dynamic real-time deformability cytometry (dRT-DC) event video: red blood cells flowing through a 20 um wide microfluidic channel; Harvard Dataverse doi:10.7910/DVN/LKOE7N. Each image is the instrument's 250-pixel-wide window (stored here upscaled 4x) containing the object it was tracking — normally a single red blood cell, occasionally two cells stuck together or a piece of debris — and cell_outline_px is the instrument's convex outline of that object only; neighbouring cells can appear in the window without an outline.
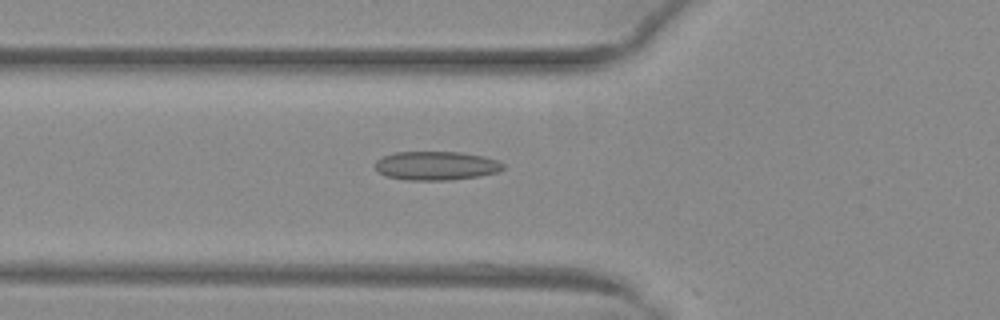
{"species": "common noctule bat (a hibernating species)", "species_latin": "Nyctalus noctula", "temperature_condition": "warm", "stored_images_in_passage": 51, "camera_frame_rate_fps": 3000, "um_per_image_px": 0.085, "animal": {"sex": "female", "body_mass_g": 29.2, "forearm_length_mm": 56.3}, "frame": {"image": 1, "passage_image": 19, "time_ms": 6.0, "image_size_px": [1000, 320], "cell_outline_px": [[504, 168], [500, 172], [480, 176], [452, 180], [408, 180], [388, 176], [380, 172], [376, 168], [376, 160], [384, 156], [396, 152], [460, 152], [484, 156], [496, 160], [504, 164]], "centroid_in_image_um": [37.13, 14.09], "position_along_channel_um": 88.7, "area_um2": 21.44}}
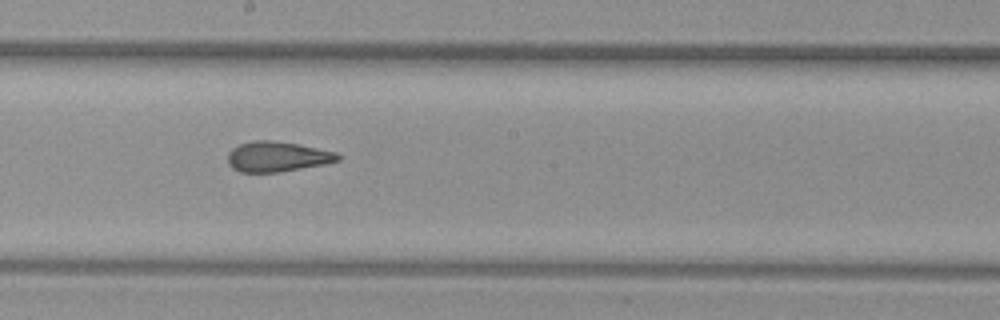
{"frame": {"image": 2, "passage_image": 29, "time_ms": 9.333, "image_size_px": [1000, 320], "cell_outline_px": [[340, 160], [324, 164], [280, 172], [240, 172], [232, 168], [228, 164], [228, 152], [232, 148], [240, 144], [252, 140], [272, 140], [296, 144], [336, 152], [340, 156]], "centroid_in_image_um": [23.53, 13.31], "position_along_channel_um": 224.7, "area_um2": 19.31}}
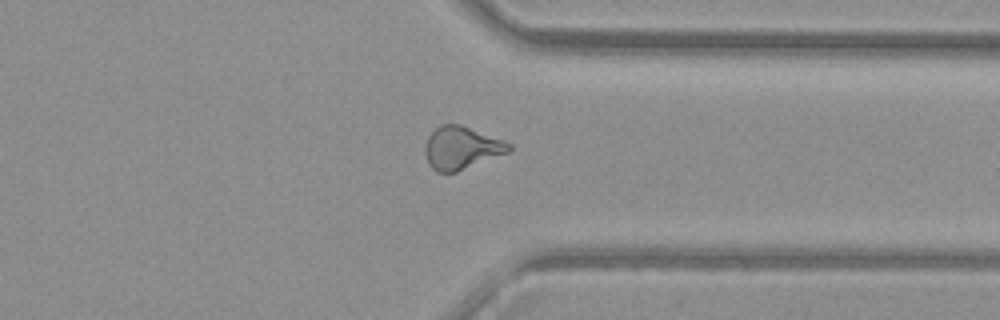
{"frame": {"image": 3, "passage_image": 40, "time_ms": 13.0, "image_size_px": [1000, 320], "cell_outline_px": [[512, 148], [508, 152], [456, 172], [436, 172], [428, 164], [424, 152], [424, 148], [428, 136], [440, 124], [460, 124], [504, 140], [512, 144]], "centroid_in_image_um": [39.2, 12.56], "position_along_channel_um": 372.2, "area_um2": 20.87}, "authors_computed_cell_mechanics": {"area_um2": 20.7502, "velocity_mm_per_s": 4.0623, "shape_relaxation_time_tau1_ms": null, "shape_relaxation_time_tau2_ms": 1.5562, "deformation_change_tau1": null, "deformation_change_tau2": 0.0986}}